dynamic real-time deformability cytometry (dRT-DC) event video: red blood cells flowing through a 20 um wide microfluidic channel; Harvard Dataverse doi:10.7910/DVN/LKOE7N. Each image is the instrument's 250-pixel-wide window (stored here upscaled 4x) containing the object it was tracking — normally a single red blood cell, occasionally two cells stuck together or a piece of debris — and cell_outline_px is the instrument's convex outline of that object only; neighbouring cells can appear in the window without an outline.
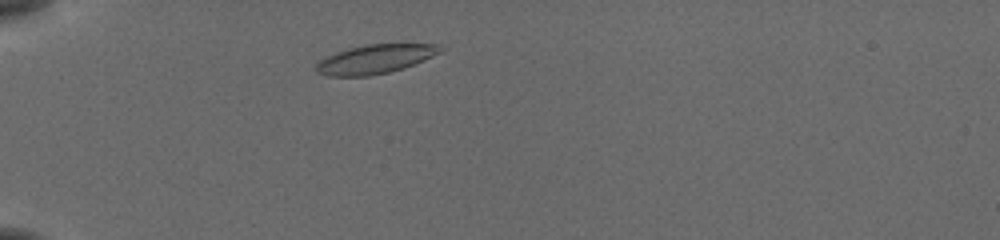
{"species": "common noctule bat (a hibernating species)", "species_latin": "Nyctalus noctula", "temperature_condition": "cold", "stored_images_in_passage": 43, "camera_frame_rate_fps": 3000, "um_per_image_px": 0.085, "animal": {"sex": "female", "body_mass_g": 19.5, "forearm_length_mm": 54.1}, "frame": {"image": 1, "passage_image": 5, "time_ms": 1.333, "image_size_px": [1000, 240], "cell_outline_px": [[448, 48], [424, 60], [404, 68], [388, 72], [368, 76], [328, 76], [316, 72], [316, 64], [320, 60], [336, 52], [348, 48], [364, 44], [440, 44]], "centroid_in_image_um": [31.92, 5.01], "position_along_channel_um": 53.1, "area_um2": 21.04}}
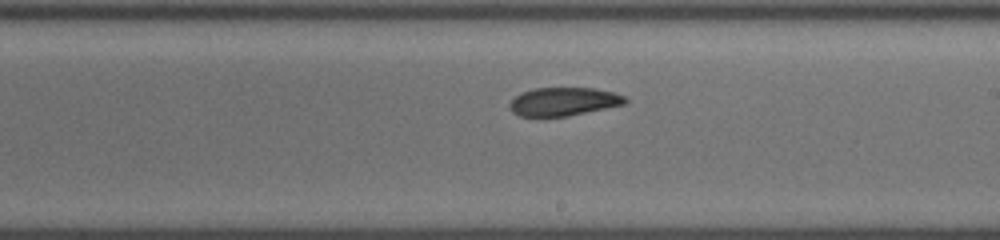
{"frame": {"image": 2, "passage_image": 22, "time_ms": 7.0, "image_size_px": [1000, 240], "cell_outline_px": [[628, 100], [624, 104], [568, 116], [520, 116], [512, 112], [508, 104], [520, 92], [532, 88], [592, 88], [612, 92], [624, 96]], "centroid_in_image_um": [47.86, 8.63], "position_along_channel_um": 241.1, "area_um2": 18.96}}
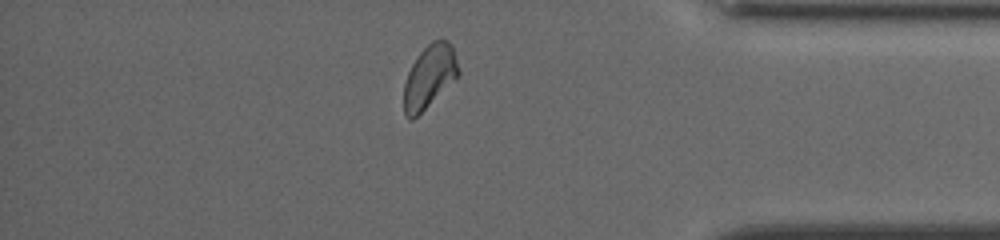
{"frame": {"image": 3, "passage_image": 36, "time_ms": 11.667, "image_size_px": [1000, 240], "cell_outline_px": [[460, 72], [412, 120], [408, 120], [404, 112], [404, 84], [408, 72], [412, 64], [420, 52], [432, 40], [448, 40], [452, 44]], "centroid_in_image_um": [36.47, 6.46], "position_along_channel_um": 398.7, "area_um2": 19.36}, "authors_computed_cell_mechanics": {"area_um2": 20.1722, "velocity_mm_per_s": 3.7756, "shape_relaxation_time_tau1_ms": 8.2391, "shape_relaxation_time_tau2_ms": 4.6757, "deformation_change_tau1": 0.1207, "deformation_change_tau2": 0.0898}}